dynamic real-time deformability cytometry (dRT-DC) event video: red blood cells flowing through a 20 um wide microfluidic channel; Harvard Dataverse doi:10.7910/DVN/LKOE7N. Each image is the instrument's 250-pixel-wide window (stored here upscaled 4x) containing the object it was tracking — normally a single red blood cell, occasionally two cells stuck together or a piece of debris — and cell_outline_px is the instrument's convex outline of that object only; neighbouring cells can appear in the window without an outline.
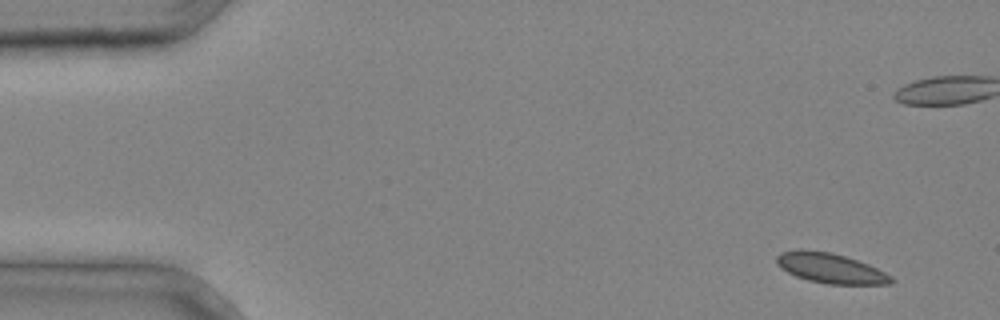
{"species": "common noctule bat (a hibernating species)", "species_latin": "Nyctalus noctula", "temperature_condition": "cold", "stored_images_in_passage": 4, "segment_of_instrument_passage": [2, 2], "camera_frame_rate_fps": 3000, "um_per_image_px": 0.085, "animal": {"sex": "male", "body_mass_g": 20.4}, "frame": {"image": 1, "passage_image": 4, "time_ms": 1.0, "image_size_px": [1000, 320], "cell_outline_px": [[896, 280], [892, 284], [828, 284], [808, 280], [796, 276], [780, 268], [776, 264], [776, 256], [780, 252], [800, 248], [804, 248], [828, 252], [844, 256], [868, 264], [892, 276]], "centroid_in_image_um": [70.56, 22.79], "position_along_channel_um": 14.4, "area_um2": 20.17}}